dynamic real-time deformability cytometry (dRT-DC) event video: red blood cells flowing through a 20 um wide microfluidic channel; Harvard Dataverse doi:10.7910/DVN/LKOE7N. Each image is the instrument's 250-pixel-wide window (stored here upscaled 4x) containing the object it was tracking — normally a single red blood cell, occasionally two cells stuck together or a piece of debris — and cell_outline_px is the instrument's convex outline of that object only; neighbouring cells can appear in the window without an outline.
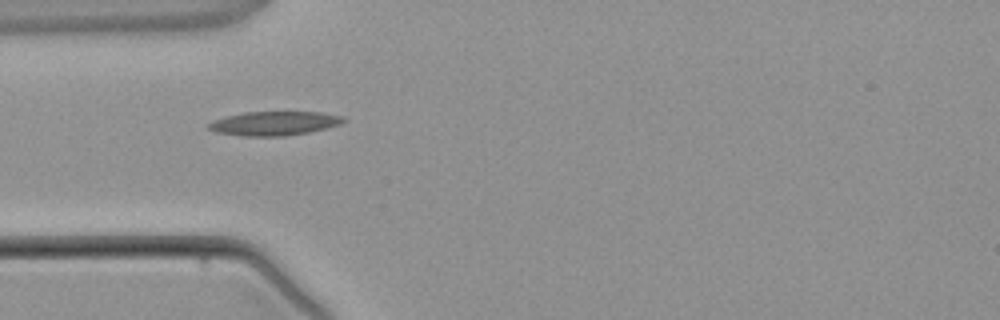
{"species": "common noctule bat (a hibernating species)", "species_latin": "Nyctalus noctula", "temperature_condition": "warm", "stored_images_in_passage": 1, "camera_frame_rate_fps": 3000, "um_per_image_px": 0.085, "animal": {"sex": "male", "body_mass_g": 21.5, "forearm_length_mm": 52.0}, "frame": {"image": 1, "passage_image": 1, "time_ms": 0.0, "image_size_px": [1000, 320], "cell_outline_px": [[348, 120], [340, 124], [328, 128], [308, 132], [284, 136], [240, 136], [216, 132], [208, 128], [204, 124], [212, 120], [244, 112], [320, 112], [344, 116]], "centroid_in_image_um": [23.3, 10.49], "position_along_channel_um": 61.7, "area_um2": 19.07}}